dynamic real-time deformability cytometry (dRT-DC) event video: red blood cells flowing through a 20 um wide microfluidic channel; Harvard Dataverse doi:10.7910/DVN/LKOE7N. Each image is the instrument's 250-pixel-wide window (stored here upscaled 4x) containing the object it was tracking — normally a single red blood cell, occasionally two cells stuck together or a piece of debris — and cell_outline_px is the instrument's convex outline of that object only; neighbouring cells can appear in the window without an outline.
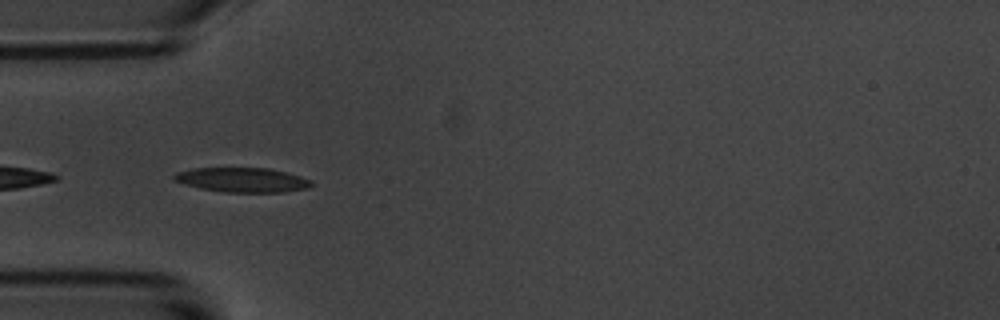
{"species": "common noctule bat (a hibernating species)", "species_latin": "Nyctalus noctula", "temperature_condition": "room temperature", "stored_images_in_passage": 5, "camera_frame_rate_fps": 3000, "um_per_image_px": 0.085, "animal": {"sex": "male", "body_mass_g": 20.1, "forearm_length_mm": 53.5}, "frame": {"image": 1, "passage_image": 4, "time_ms": 4.0, "image_size_px": [1000, 320], "cell_outline_px": [[312, 184], [308, 188], [284, 192], [224, 192], [200, 188], [172, 180], [172, 176], [176, 172], [192, 168], [268, 168], [300, 176], [312, 180]], "centroid_in_image_um": [20.57, 15.29], "position_along_channel_um": 64.4, "area_um2": 19.59}}
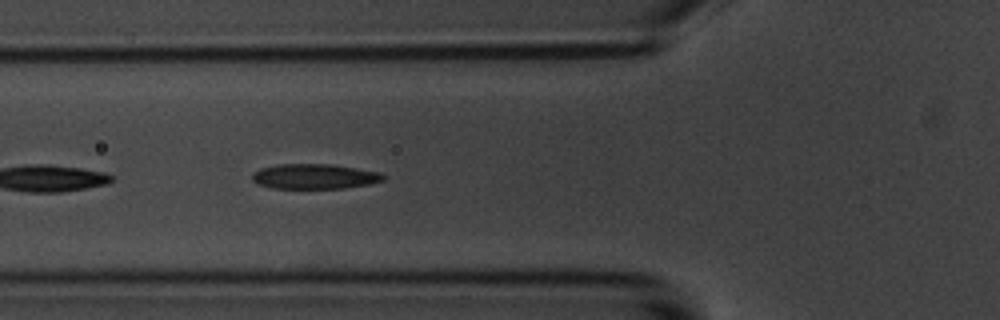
{"frame": {"image": 2, "passage_image": 5, "time_ms": 5.0, "image_size_px": [1000, 320], "cell_outline_px": [[384, 180], [368, 184], [344, 188], [272, 188], [256, 184], [252, 180], [252, 172], [260, 168], [276, 164], [332, 164], [380, 172], [384, 176]], "centroid_in_image_um": [26.68, 14.99], "position_along_channel_um": 99.1, "area_um2": 19.19}}